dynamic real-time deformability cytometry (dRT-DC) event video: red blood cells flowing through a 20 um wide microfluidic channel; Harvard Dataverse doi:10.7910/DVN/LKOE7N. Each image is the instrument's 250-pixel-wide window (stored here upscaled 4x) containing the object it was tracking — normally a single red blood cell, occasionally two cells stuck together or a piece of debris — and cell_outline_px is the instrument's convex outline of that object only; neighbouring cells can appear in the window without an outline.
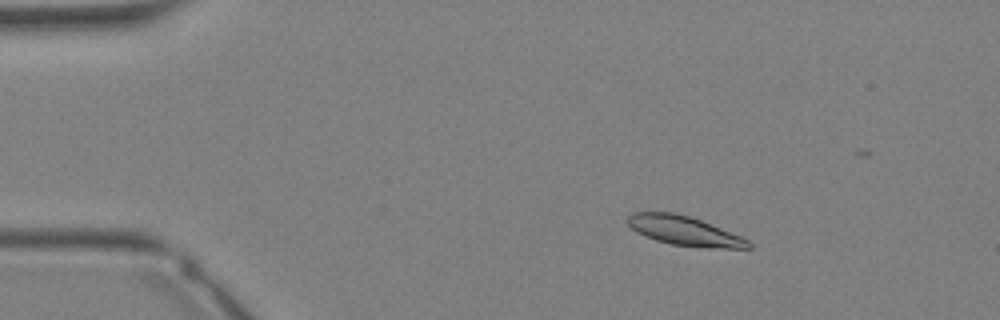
{"species": "Egyptian fruit bat (a non-hibernating species)", "species_latin": "Rousettus aegyptiacus", "temperature_condition": "warm", "stored_images_in_passage": 34, "camera_frame_rate_fps": 3000, "um_per_image_px": 0.085, "animal": {"sex": "female"}, "frame": {"image": 1, "passage_image": 5, "time_ms": 1.333, "image_size_px": [1000, 320], "cell_outline_px": [[752, 248], [708, 248], [672, 244], [656, 240], [644, 236], [636, 232], [628, 224], [628, 216], [632, 212], [672, 212], [688, 216], [700, 220], [740, 236], [748, 240], [752, 244]], "centroid_in_image_um": [58.15, 19.62], "position_along_channel_um": 26.8, "area_um2": 20.4}}
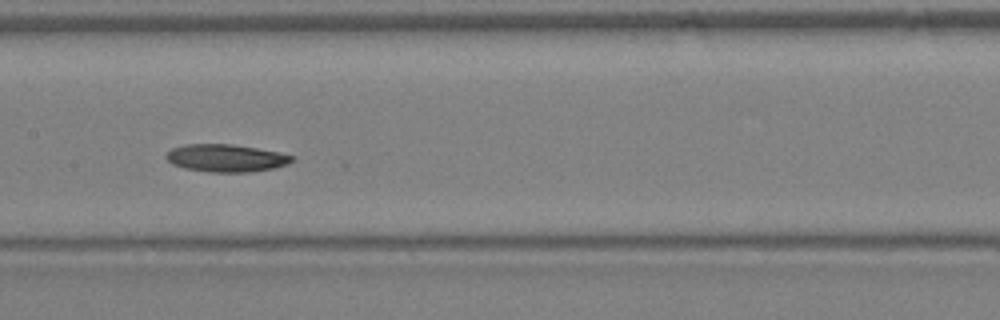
{"frame": {"image": 2, "passage_image": 17, "time_ms": 5.333, "image_size_px": [1000, 320], "cell_outline_px": [[296, 160], [288, 164], [272, 168], [252, 172], [212, 172], [184, 168], [172, 164], [164, 156], [172, 148], [184, 144], [232, 144], [256, 148], [296, 156]], "centroid_in_image_um": [19.22, 13.43], "position_along_channel_um": 188.2, "area_um2": 20.23}}
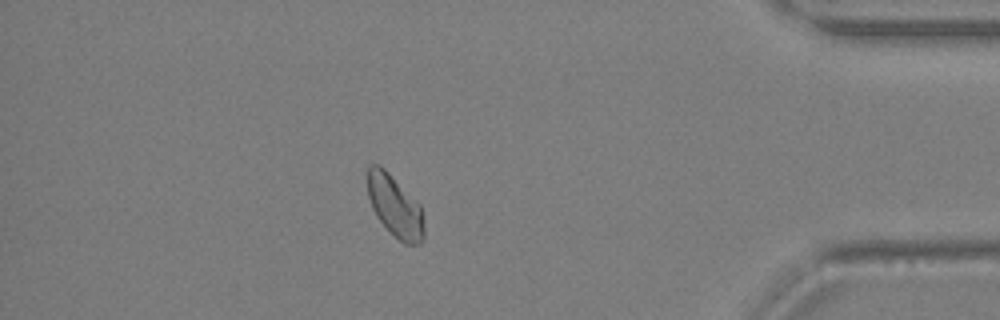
{"frame": {"image": 3, "passage_image": 30, "time_ms": 9.667, "image_size_px": [1000, 320], "cell_outline_px": [[424, 240], [420, 244], [404, 244], [376, 216], [372, 208], [368, 196], [368, 168], [372, 164], [380, 164], [420, 204], [424, 224]], "centroid_in_image_um": [33.59, 17.52], "position_along_channel_um": 401.6, "area_um2": 20.06}}